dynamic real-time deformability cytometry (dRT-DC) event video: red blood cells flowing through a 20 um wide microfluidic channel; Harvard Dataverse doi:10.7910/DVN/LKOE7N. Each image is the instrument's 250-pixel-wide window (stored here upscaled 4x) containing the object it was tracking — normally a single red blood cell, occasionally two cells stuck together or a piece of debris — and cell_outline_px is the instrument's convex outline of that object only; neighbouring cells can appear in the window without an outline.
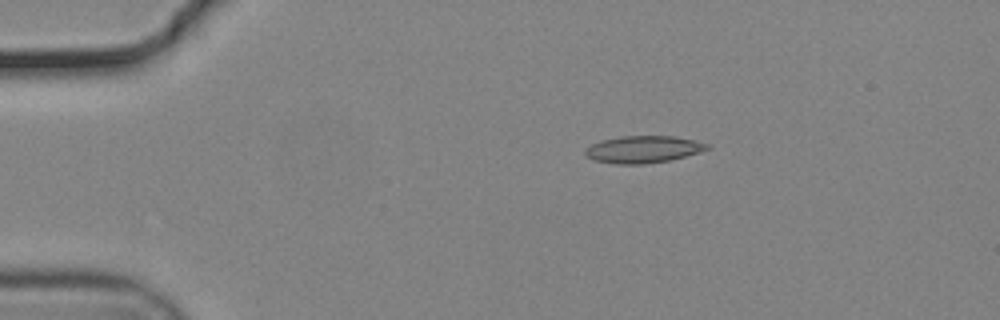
{"species": "common noctule bat (a hibernating species)", "species_latin": "Nyctalus noctula", "temperature_condition": "cold", "stored_images_in_passage": 8, "camera_frame_rate_fps": 3000, "um_per_image_px": 0.085, "animal": {"sex": "male", "body_mass_g": 19.2, "forearm_length_mm": 51.8}, "frame": {"image": 1, "passage_image": 1, "time_ms": 0.0, "image_size_px": [1000, 320], "cell_outline_px": [[712, 148], [700, 152], [668, 160], [644, 164], [616, 164], [592, 160], [584, 152], [584, 148], [600, 140], [620, 136], [676, 136], [696, 140], [708, 144]], "centroid_in_image_um": [54.66, 12.68], "position_along_channel_um": 30.3, "area_um2": 19.36}}